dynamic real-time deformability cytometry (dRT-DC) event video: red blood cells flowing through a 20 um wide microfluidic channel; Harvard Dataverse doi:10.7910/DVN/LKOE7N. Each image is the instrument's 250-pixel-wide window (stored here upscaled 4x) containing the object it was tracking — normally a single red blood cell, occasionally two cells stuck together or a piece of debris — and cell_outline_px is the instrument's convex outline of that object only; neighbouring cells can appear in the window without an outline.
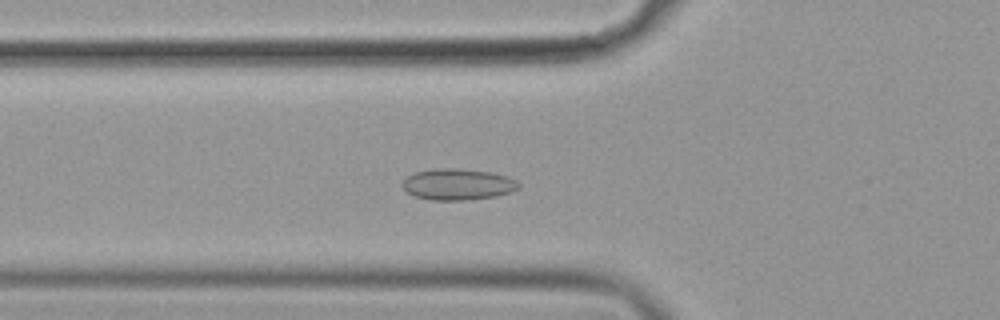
{"species": "common noctule bat (a hibernating species)", "species_latin": "Nyctalus noctula", "temperature_condition": "cold", "stored_images_in_passage": 56, "camera_frame_rate_fps": 3000, "um_per_image_px": 0.085, "animal": {"sex": "female", "body_mass_g": 19.9}, "frame": {"image": 1, "passage_image": 20, "time_ms": 6.333, "image_size_px": [1000, 320], "cell_outline_px": [[520, 188], [512, 192], [496, 196], [464, 200], [432, 200], [412, 196], [404, 188], [404, 180], [408, 176], [416, 172], [436, 168], [456, 168], [492, 172], [508, 176], [516, 180], [520, 184]], "centroid_in_image_um": [38.96, 15.67], "position_along_channel_um": 86.8, "area_um2": 21.21}}
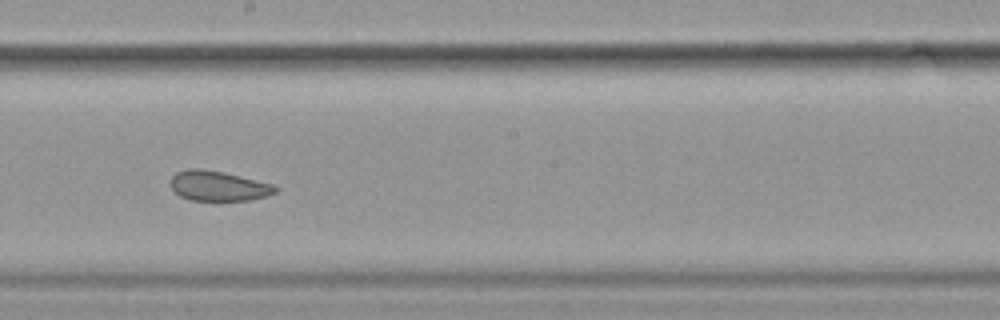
{"frame": {"image": 2, "passage_image": 32, "time_ms": 10.333, "image_size_px": [1000, 320], "cell_outline_px": [[280, 188], [276, 192], [252, 200], [192, 200], [180, 196], [172, 188], [172, 176], [176, 172], [188, 168], [200, 168], [224, 172], [272, 184]], "centroid_in_image_um": [18.56, 15.79], "position_along_channel_um": 229.6, "area_um2": 18.15}}
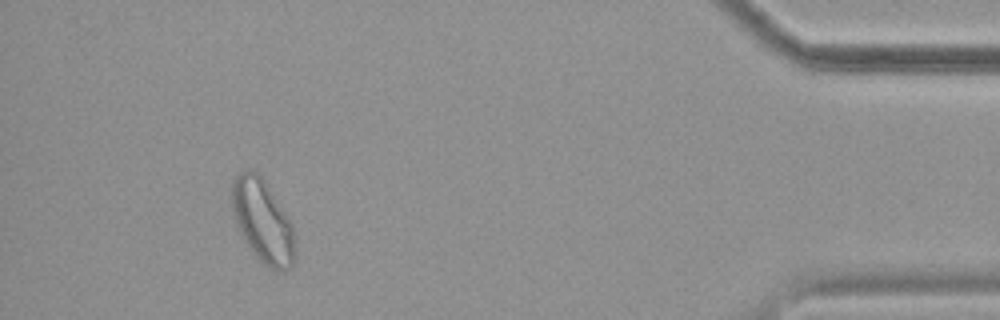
{"frame": {"image": 3, "passage_image": 52, "time_ms": 17.0, "image_size_px": [1000, 320], "cell_outline_px": [[296, 260], [292, 268], [284, 272], [272, 268], [264, 264], [248, 248], [236, 224], [232, 212], [232, 176], [248, 168], [256, 172], [264, 180], [292, 224], [296, 248]], "centroid_in_image_um": [22.33, 18.82], "position_along_channel_um": 412.9, "area_um2": 30.81}, "authors_computed_cell_mechanics": {"area_um2": 22.253, "velocity_mm_per_s": 3.5659, "shape_relaxation_time_tau1_ms": null, "shape_relaxation_time_tau2_ms": 1.8517, "deformation_change_tau1": null, "deformation_change_tau2": 0.0751}}